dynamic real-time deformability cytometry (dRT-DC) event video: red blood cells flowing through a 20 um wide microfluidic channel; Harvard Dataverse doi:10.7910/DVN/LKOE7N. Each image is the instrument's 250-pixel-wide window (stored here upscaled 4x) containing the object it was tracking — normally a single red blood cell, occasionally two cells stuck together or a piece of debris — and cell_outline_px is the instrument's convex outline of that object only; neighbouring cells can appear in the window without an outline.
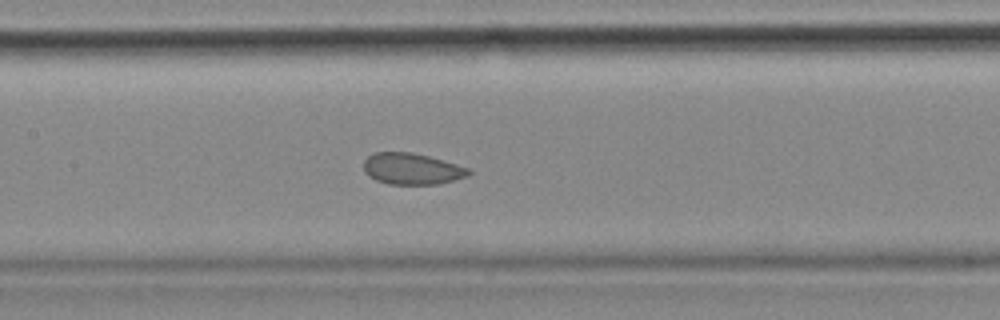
{"species": "common noctule bat (a hibernating species)", "species_latin": "Nyctalus noctula", "temperature_condition": "cold", "stored_images_in_passage": 53, "camera_frame_rate_fps": 3000, "um_per_image_px": 0.085, "animal": {"sex": "female", "body_mass_g": 18.4}, "frame": {"image": 1, "passage_image": 23, "time_ms": 7.333, "image_size_px": [1000, 320], "cell_outline_px": [[472, 172], [468, 176], [440, 184], [388, 184], [376, 180], [368, 176], [364, 172], [364, 160], [372, 152], [412, 152], [428, 156], [472, 168]], "centroid_in_image_um": [35.03, 14.35], "position_along_channel_um": 172.4, "area_um2": 19.42}, "authors_computed_cell_mechanics": {"area_um2": 20.6924, "velocity_mm_per_s": 3.5432, "shape_relaxation_time_tau1_ms": null, "shape_relaxation_time_tau2_ms": 2.0581, "deformation_change_tau1": null, "deformation_change_tau2": 0.0501}}